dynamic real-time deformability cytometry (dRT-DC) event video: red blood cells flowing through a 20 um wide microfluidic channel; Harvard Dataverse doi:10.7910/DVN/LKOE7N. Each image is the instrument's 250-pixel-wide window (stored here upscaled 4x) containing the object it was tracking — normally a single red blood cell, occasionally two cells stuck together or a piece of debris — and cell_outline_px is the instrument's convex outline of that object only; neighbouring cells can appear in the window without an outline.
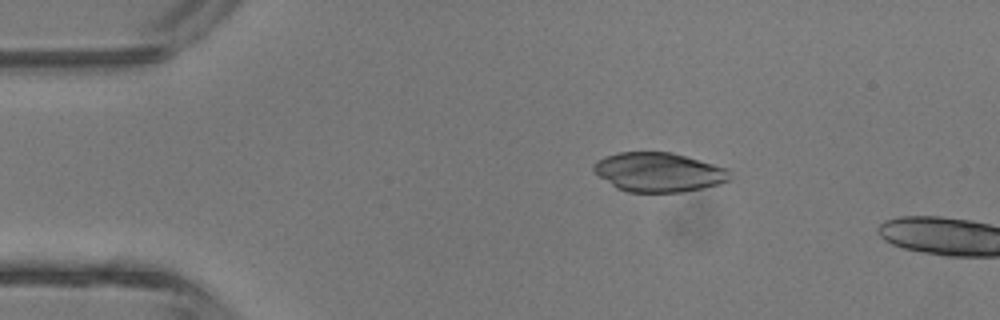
{"species": "common noctule bat (a hibernating species)", "species_latin": "Nyctalus noctula", "temperature_condition": "room temperature", "stored_images_in_passage": 5, "camera_frame_rate_fps": 3000, "um_per_image_px": 0.085, "animal": {"sex": "male", "body_mass_g": 13.3}, "frame": {"image": 1, "passage_image": 5, "time_ms": 4.667, "image_size_px": [1000, 320], "cell_outline_px": [[732, 180], [720, 184], [704, 188], [684, 192], [628, 192], [616, 188], [592, 172], [592, 164], [596, 160], [604, 156], [620, 152], [672, 152], [728, 168]], "centroid_in_image_um": [55.97, 14.64], "position_along_channel_um": 29.0, "area_um2": 31.62}}